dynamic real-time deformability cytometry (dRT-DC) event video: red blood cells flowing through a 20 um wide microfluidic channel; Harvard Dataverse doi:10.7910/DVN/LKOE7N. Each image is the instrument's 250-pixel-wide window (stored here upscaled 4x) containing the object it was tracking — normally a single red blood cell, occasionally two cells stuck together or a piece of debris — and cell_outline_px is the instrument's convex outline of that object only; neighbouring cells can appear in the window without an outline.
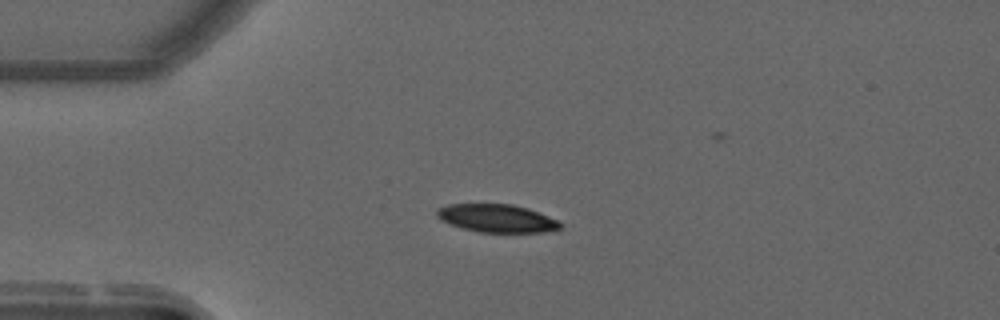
{"species": "common noctule bat (a hibernating species)", "species_latin": "Nyctalus noctula", "temperature_condition": "warm", "stored_images_in_passage": 43, "camera_frame_rate_fps": 3000, "um_per_image_px": 0.085, "animal": {"sex": "male", "forearm_length_mm": 52.5}, "frame": {"image": 1, "passage_image": 1, "time_ms": 0.0, "image_size_px": [1000, 320], "cell_outline_px": [[560, 228], [544, 232], [480, 232], [464, 228], [452, 224], [436, 216], [436, 208], [448, 204], [512, 204], [528, 208], [560, 220]], "centroid_in_image_um": [42.25, 18.54], "position_along_channel_um": 42.7, "area_um2": 20.0}}
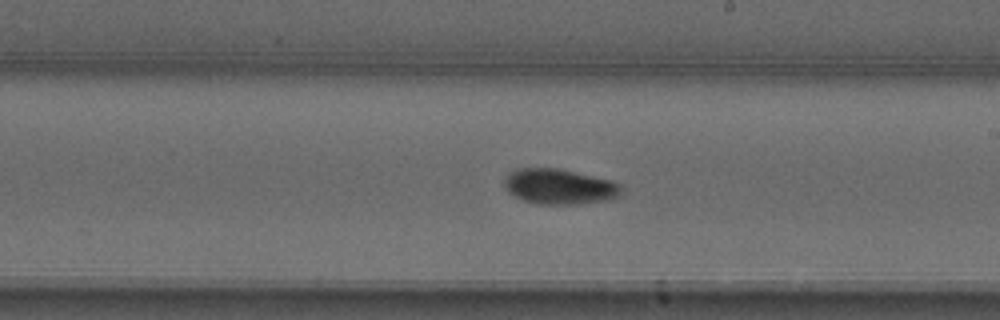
{"frame": {"image": 2, "passage_image": 19, "time_ms": 6.0, "image_size_px": [1000, 320], "cell_outline_px": [[620, 196], [608, 200], [580, 204], [536, 204], [524, 200], [508, 192], [504, 184], [504, 176], [508, 172], [516, 168], [556, 168], [612, 180], [620, 184]], "centroid_in_image_um": [47.52, 15.86], "position_along_channel_um": 241.5, "area_um2": 24.16}}
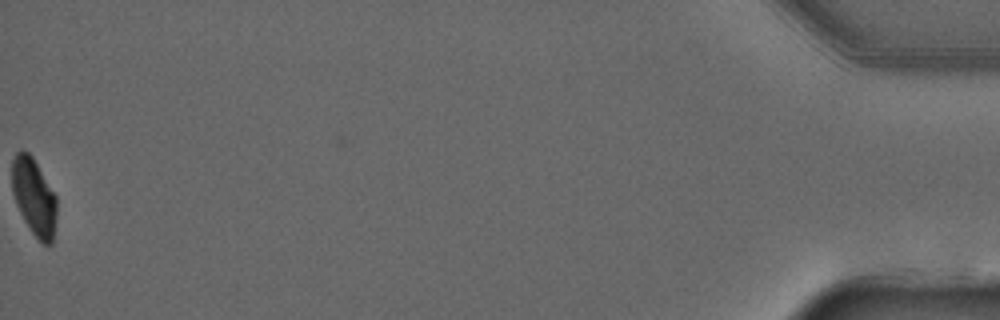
{"frame": {"image": 3, "passage_image": 43, "time_ms": 14.0, "image_size_px": [1000, 320], "cell_outline_px": [[56, 220], [52, 244], [44, 244], [32, 232], [24, 220], [16, 204], [12, 192], [12, 160], [16, 152], [20, 148], [28, 152], [32, 156], [56, 196]], "centroid_in_image_um": [2.88, 16.71], "position_along_channel_um": 432.3, "area_um2": 20.0}, "authors_computed_cell_mechanics": {"area_um2": 23.0622, "velocity_mm_per_s": 3.6867, "shape_relaxation_time_tau1_ms": 6.0699, "shape_relaxation_time_tau2_ms": 4.0185, "deformation_change_tau1": 0.1724, "deformation_change_tau2": 0.0582}}